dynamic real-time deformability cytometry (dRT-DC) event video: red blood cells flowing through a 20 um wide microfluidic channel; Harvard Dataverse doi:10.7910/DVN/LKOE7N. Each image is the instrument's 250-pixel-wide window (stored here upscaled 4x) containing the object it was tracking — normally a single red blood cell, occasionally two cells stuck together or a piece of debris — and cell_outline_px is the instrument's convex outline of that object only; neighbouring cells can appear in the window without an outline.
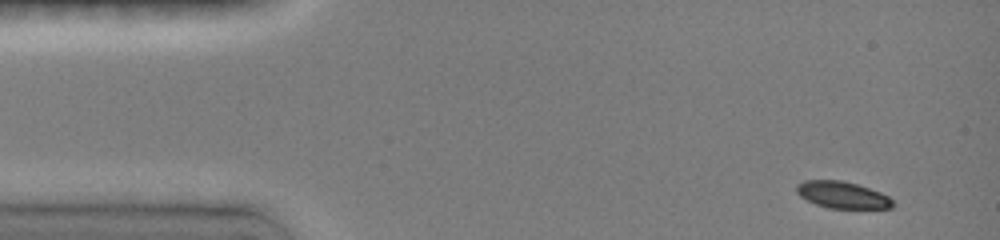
{"species": "common noctule bat (a hibernating species)", "species_latin": "Nyctalus noctula", "temperature_condition": "room temperature", "stored_images_in_passage": 33, "camera_frame_rate_fps": 3000, "um_per_image_px": 0.085, "animal": {"sex": "female", "body_mass_g": 19.0, "forearm_length_mm": 51.5}, "frame": {"image": 1, "passage_image": 1, "time_ms": 0.0, "image_size_px": [1000, 240], "cell_outline_px": [[892, 208], [828, 208], [816, 204], [800, 196], [796, 192], [796, 184], [804, 180], [840, 180], [856, 184], [880, 192], [888, 196], [892, 200]], "centroid_in_image_um": [71.56, 16.56], "position_along_channel_um": 13.4, "area_um2": 14.85}}
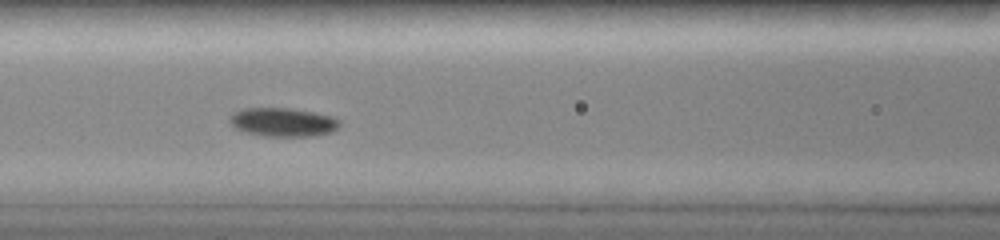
{"frame": {"image": 2, "passage_image": 13, "time_ms": 5.667, "image_size_px": [1000, 240], "cell_outline_px": [[340, 124], [332, 132], [312, 136], [264, 136], [244, 132], [236, 128], [228, 120], [228, 116], [232, 112], [244, 108], [292, 108], [332, 116], [340, 120]], "centroid_in_image_um": [24.01, 10.38], "position_along_channel_um": 142.6, "area_um2": 18.5}}
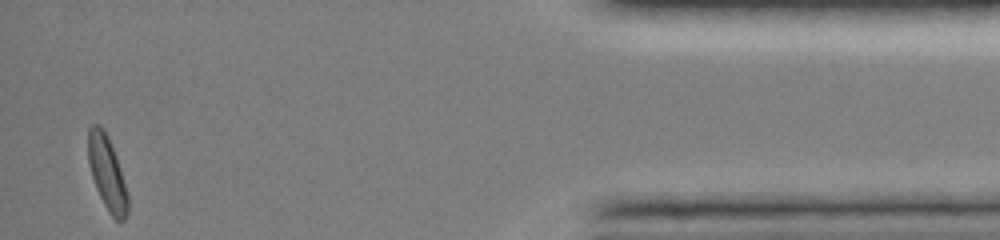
{"frame": {"image": 3, "passage_image": 33, "time_ms": 14.333, "image_size_px": [1000, 240], "cell_outline_px": [[128, 212], [124, 220], [120, 224], [108, 212], [96, 188], [92, 176], [88, 160], [88, 128], [92, 124], [100, 124], [104, 128], [108, 136], [116, 156], [128, 196]], "centroid_in_image_um": [9.1, 14.7], "position_along_channel_um": 426.1, "area_um2": 17.05}, "authors_computed_cell_mechanics": {"area_um2": 17.1666, "velocity_mm_per_s": 3.9643, "shape_relaxation_time_tau1_ms": 2.3223, "shape_relaxation_time_tau2_ms": 8.1142, "deformation_change_tau1": 0.0818, "deformation_change_tau2": 0.1186}}